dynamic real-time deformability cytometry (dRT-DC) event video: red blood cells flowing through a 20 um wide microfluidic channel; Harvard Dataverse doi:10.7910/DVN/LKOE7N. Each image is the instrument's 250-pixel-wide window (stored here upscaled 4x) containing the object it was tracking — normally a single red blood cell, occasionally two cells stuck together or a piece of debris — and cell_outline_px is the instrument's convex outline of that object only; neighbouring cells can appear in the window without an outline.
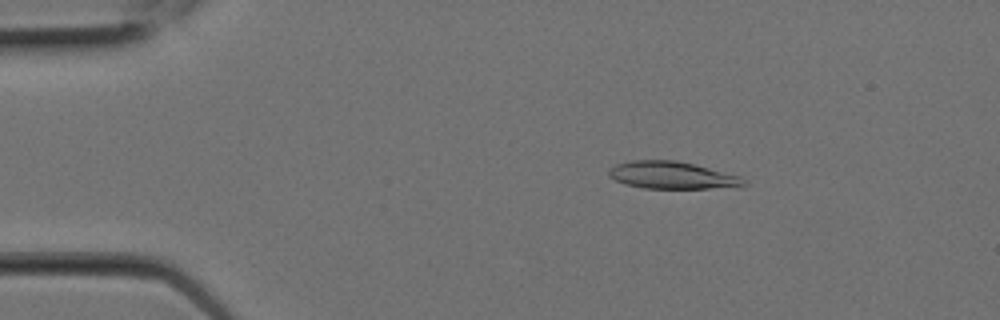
{"species": "Egyptian fruit bat (a non-hibernating species)", "species_latin": "Rousettus aegyptiacus", "temperature_condition": "room temperature", "stored_images_in_passage": 8, "camera_frame_rate_fps": 3000, "um_per_image_px": 0.085, "animal": {"sex": "female"}, "frame": {"image": 1, "passage_image": 3, "time_ms": 0.667, "image_size_px": [1000, 320], "cell_outline_px": [[748, 184], [708, 188], [644, 188], [624, 184], [608, 176], [608, 168], [616, 164], [632, 160], [676, 160], [696, 164], [740, 176], [748, 180]], "centroid_in_image_um": [57.08, 14.88], "position_along_channel_um": 27.9, "area_um2": 21.44}}
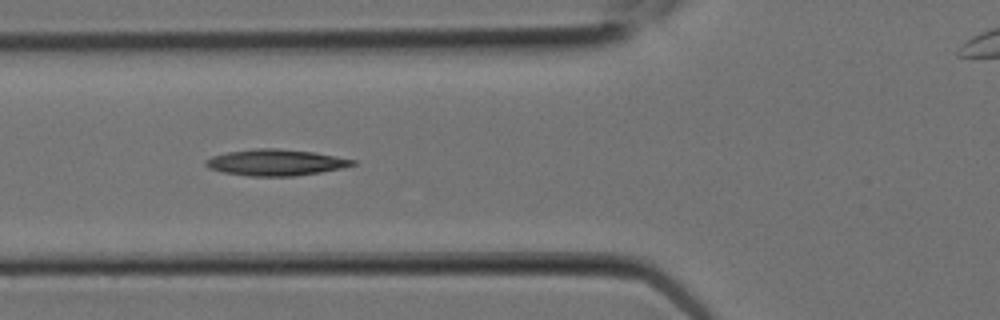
{"frame": {"image": 2, "passage_image": 7, "time_ms": 2.0, "image_size_px": [1000, 320], "cell_outline_px": [[356, 164], [340, 168], [320, 172], [292, 176], [248, 176], [224, 172], [208, 168], [204, 164], [204, 160], [212, 156], [228, 152], [252, 148], [276, 148], [312, 152], [356, 160]], "centroid_in_image_um": [23.38, 13.8], "position_along_channel_um": 102.4, "area_um2": 22.31}}
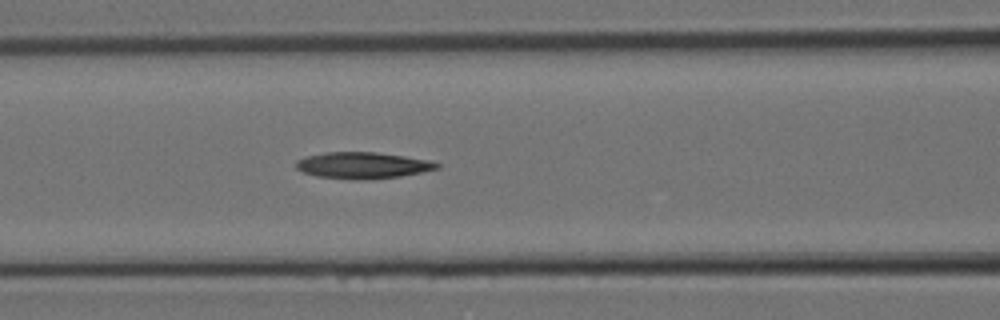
{"frame": {"image": 3, "passage_image": 8, "time_ms": 2.333, "image_size_px": [1000, 320], "cell_outline_px": [[440, 168], [400, 176], [360, 180], [352, 180], [316, 176], [304, 172], [296, 168], [296, 160], [304, 156], [324, 152], [376, 152], [404, 156], [428, 160], [440, 164]], "centroid_in_image_um": [30.78, 14.05], "position_along_channel_um": 135.8, "area_um2": 21.68}}